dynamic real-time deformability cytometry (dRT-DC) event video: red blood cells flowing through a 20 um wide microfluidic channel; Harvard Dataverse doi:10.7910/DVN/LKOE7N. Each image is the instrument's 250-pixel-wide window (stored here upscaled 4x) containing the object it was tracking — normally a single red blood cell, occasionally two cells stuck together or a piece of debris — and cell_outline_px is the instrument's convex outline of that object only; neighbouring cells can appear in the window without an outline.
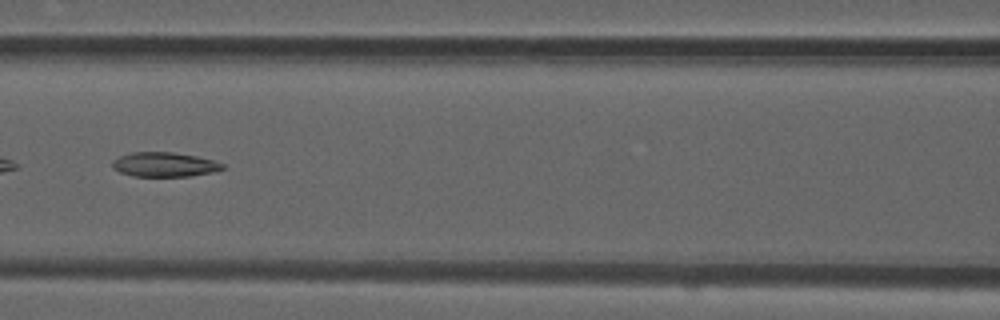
{"species": "common noctule bat (a hibernating species)", "species_latin": "Nyctalus noctula", "temperature_condition": "room temperature", "stored_images_in_passage": 31, "camera_frame_rate_fps": 3000, "um_per_image_px": 0.085, "animal": {"sex": "male", "forearm_length_mm": 52.5}, "frame": {"image": 1, "passage_image": 9, "time_ms": 2.667, "image_size_px": [1000, 320], "cell_outline_px": [[224, 168], [212, 172], [188, 176], [132, 176], [120, 172], [112, 168], [112, 160], [120, 156], [132, 152], [172, 152], [196, 156], [212, 160], [224, 164]], "centroid_in_image_um": [13.93, 13.98], "position_along_channel_um": 152.7, "area_um2": 15.61}}
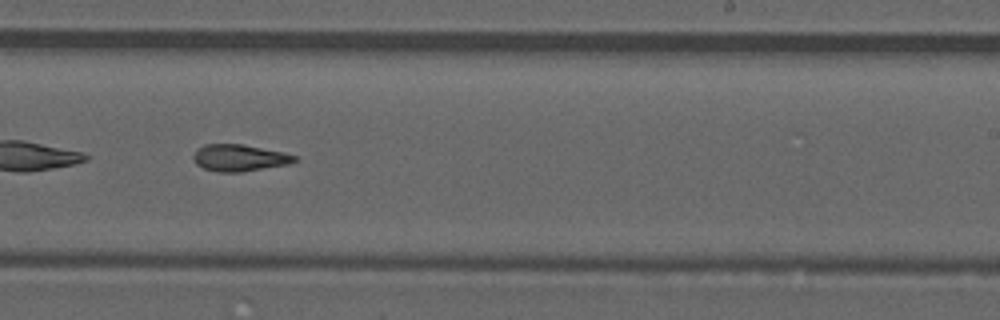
{"frame": {"image": 2, "passage_image": 18, "time_ms": 5.667, "image_size_px": [1000, 320], "cell_outline_px": [[300, 160], [288, 164], [240, 172], [216, 172], [204, 168], [196, 164], [192, 160], [192, 156], [196, 148], [204, 144], [244, 144], [284, 152], [296, 156]], "centroid_in_image_um": [20.32, 13.41], "position_along_channel_um": 268.7, "area_um2": 16.01}, "authors_computed_cell_mechanics": {"area_um2": 15.9528, "velocity_mm_per_s": 3.8969, "shape_relaxation_time_tau1_ms": null, "shape_relaxation_time_tau2_ms": 4.777, "deformation_change_tau1": null, "deformation_change_tau2": 0.139}}